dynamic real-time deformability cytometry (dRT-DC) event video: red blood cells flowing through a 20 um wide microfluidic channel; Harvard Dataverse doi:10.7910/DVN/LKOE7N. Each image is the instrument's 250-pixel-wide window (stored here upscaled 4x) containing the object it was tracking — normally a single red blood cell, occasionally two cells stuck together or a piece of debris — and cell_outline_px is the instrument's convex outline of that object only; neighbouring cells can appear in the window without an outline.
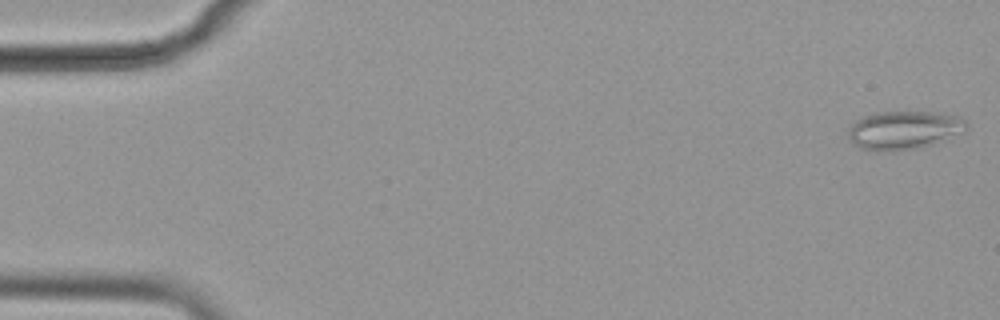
{"species": "common noctule bat (a hibernating species)", "species_latin": "Nyctalus noctula", "temperature_condition": "cold", "stored_images_in_passage": 56, "camera_frame_rate_fps": 3000, "um_per_image_px": 0.085, "animal": {"sex": "female", "body_mass_g": 19.9}, "frame": {"image": 1, "passage_image": 1, "time_ms": 0.0, "image_size_px": [1000, 320], "cell_outline_px": [[968, 128], [964, 132], [916, 148], [896, 152], [876, 152], [860, 148], [852, 144], [848, 136], [848, 128], [856, 120], [872, 112], [928, 112], [956, 116], [964, 120], [968, 124]], "centroid_in_image_um": [76.75, 11.07], "position_along_channel_um": 8.3, "area_um2": 26.47}}
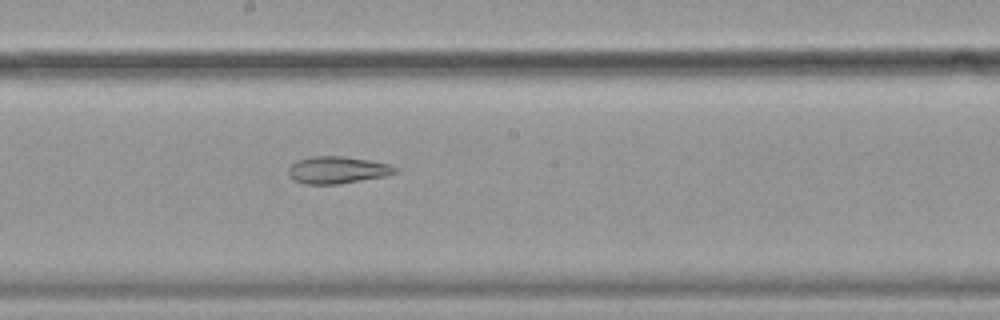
{"frame": {"image": 2, "passage_image": 30, "time_ms": 9.667, "image_size_px": [1000, 320], "cell_outline_px": [[400, 172], [384, 176], [336, 184], [304, 184], [296, 180], [288, 172], [288, 168], [296, 160], [308, 156], [344, 156], [392, 164], [400, 168]], "centroid_in_image_um": [28.73, 14.43], "position_along_channel_um": 219.5, "area_um2": 16.94}}
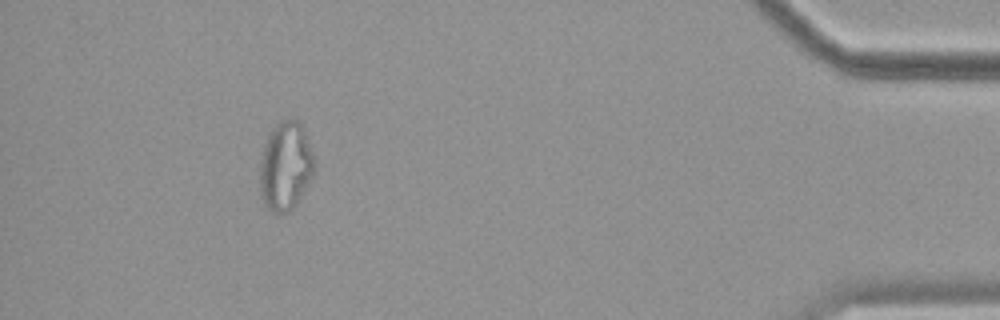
{"frame": {"image": 3, "passage_image": 51, "time_ms": 16.667, "image_size_px": [1000, 320], "cell_outline_px": [[316, 172], [296, 204], [288, 212], [280, 216], [272, 212], [264, 204], [260, 192], [260, 164], [264, 144], [272, 128], [280, 120], [296, 120], [304, 128], [316, 160]], "centroid_in_image_um": [24.3, 14.15], "position_along_channel_um": 410.9, "area_um2": 28.67}, "authors_computed_cell_mechanics": {"area_um2": 23.4957, "velocity_mm_per_s": 3.5736, "shape_relaxation_time_tau1_ms": null, "shape_relaxation_time_tau2_ms": 3.5997, "deformation_change_tau1": null, "deformation_change_tau2": 0.1183}}